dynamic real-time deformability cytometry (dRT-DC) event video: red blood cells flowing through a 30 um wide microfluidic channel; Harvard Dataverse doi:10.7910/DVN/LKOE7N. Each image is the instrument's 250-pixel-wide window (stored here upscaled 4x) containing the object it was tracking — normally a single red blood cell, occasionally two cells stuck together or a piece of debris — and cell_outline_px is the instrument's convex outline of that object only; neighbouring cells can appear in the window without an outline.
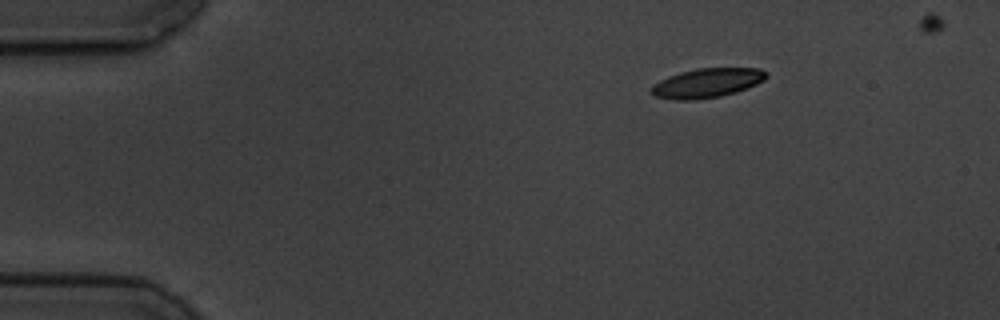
{"species": "common noctule bat (a hibernating species)", "species_latin": "Nyctalus noctula", "temperature_condition": "cold", "stored_images_in_passage": 7, "camera_frame_rate_fps": 3000, "um_per_image_px": 0.085, "animal": {"sex": "male", "body_mass_g": 19.5, "forearm_length_mm": 54.6}, "frame": {"image": 1, "passage_image": 1, "time_ms": 0.0, "image_size_px": [1000, 320], "cell_outline_px": [[768, 76], [764, 80], [748, 88], [736, 92], [720, 96], [692, 100], [680, 100], [656, 96], [648, 92], [652, 84], [668, 76], [680, 72], [696, 68], [760, 68], [768, 72]], "centroid_in_image_um": [60.1, 7.04], "position_along_channel_um": 24.9, "area_um2": 19.77}}
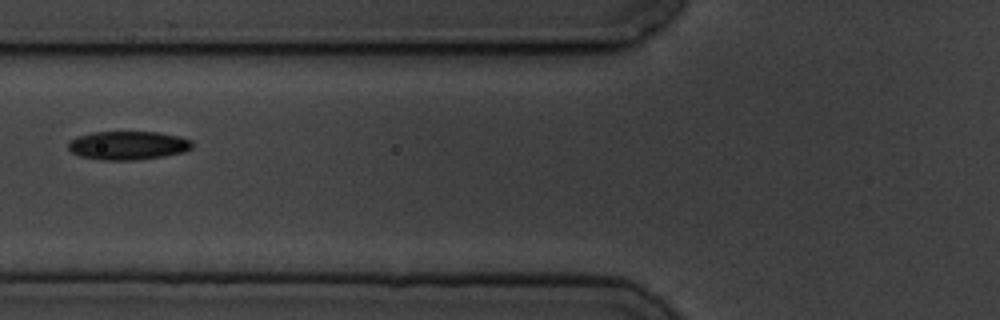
{"frame": {"image": 2, "passage_image": 5, "time_ms": 4.667, "image_size_px": [1000, 320], "cell_outline_px": [[192, 148], [184, 152], [164, 156], [132, 160], [104, 160], [80, 156], [72, 152], [68, 148], [68, 140], [76, 136], [92, 132], [156, 132], [176, 136], [192, 140]], "centroid_in_image_um": [10.84, 12.36], "position_along_channel_um": 115.0, "area_um2": 20.63}}
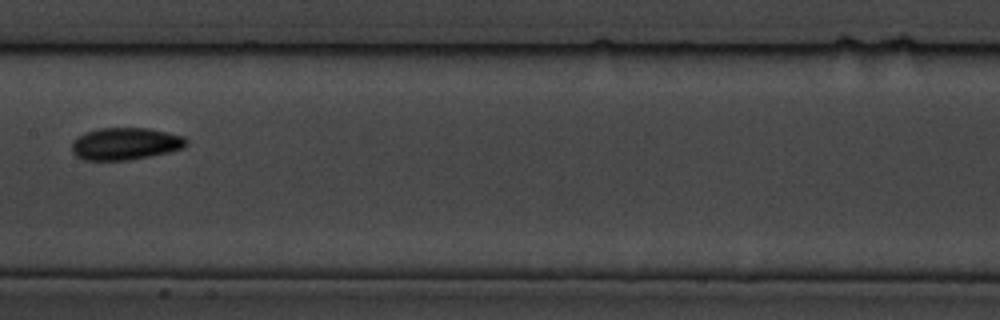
{"frame": {"image": 3, "passage_image": 7, "time_ms": 7.0, "image_size_px": [1000, 320], "cell_outline_px": [[188, 144], [184, 148], [168, 152], [128, 160], [84, 160], [76, 156], [72, 152], [72, 140], [84, 132], [100, 128], [148, 128], [168, 132], [184, 136], [188, 140]], "centroid_in_image_um": [10.65, 12.21], "position_along_channel_um": 196.7, "area_um2": 21.62}}